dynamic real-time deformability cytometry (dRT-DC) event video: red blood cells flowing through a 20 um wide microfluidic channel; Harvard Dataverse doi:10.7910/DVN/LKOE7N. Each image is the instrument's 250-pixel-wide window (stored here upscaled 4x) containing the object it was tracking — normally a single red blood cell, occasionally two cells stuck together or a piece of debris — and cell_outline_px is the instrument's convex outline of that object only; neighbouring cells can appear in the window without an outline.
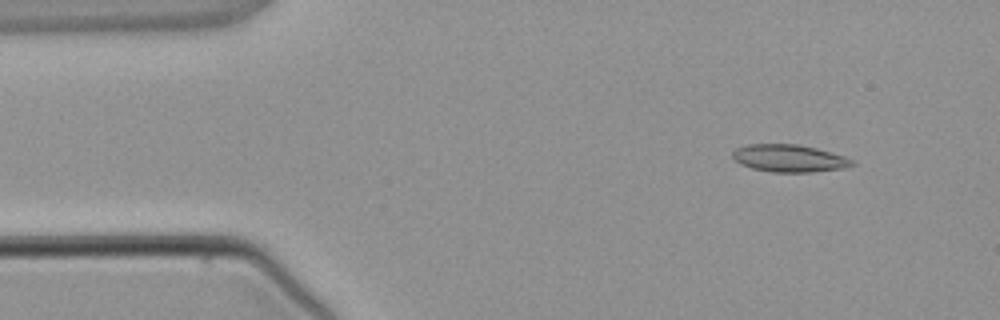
{"species": "common noctule bat (a hibernating species)", "species_latin": "Nyctalus noctula", "temperature_condition": "warm", "stored_images_in_passage": 3, "camera_frame_rate_fps": 3000, "um_per_image_px": 0.085, "animal": {"sex": "male", "body_mass_g": 21.5, "forearm_length_mm": 52.0}, "frame": {"image": 1, "passage_image": 1, "time_ms": 0.0, "image_size_px": [1000, 320], "cell_outline_px": [[856, 164], [844, 168], [808, 172], [772, 172], [752, 168], [740, 164], [732, 156], [732, 152], [736, 148], [748, 144], [796, 144], [816, 148], [844, 156], [852, 160]], "centroid_in_image_um": [67.06, 13.45], "position_along_channel_um": 17.9, "area_um2": 18.96}}
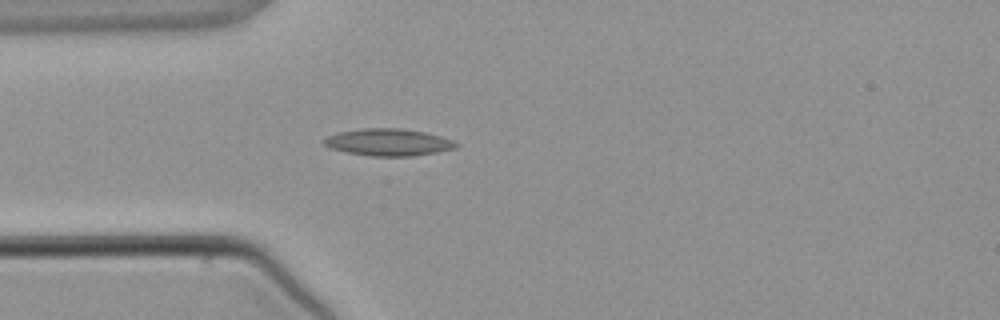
{"frame": {"image": 2, "passage_image": 3, "time_ms": 2.333, "image_size_px": [1000, 320], "cell_outline_px": [[460, 144], [456, 148], [436, 152], [412, 156], [368, 156], [344, 152], [328, 148], [324, 144], [324, 140], [328, 136], [340, 132], [360, 128], [400, 128], [424, 132], [440, 136], [452, 140]], "centroid_in_image_um": [32.99, 12.1], "position_along_channel_um": 52.0, "area_um2": 20.87}}